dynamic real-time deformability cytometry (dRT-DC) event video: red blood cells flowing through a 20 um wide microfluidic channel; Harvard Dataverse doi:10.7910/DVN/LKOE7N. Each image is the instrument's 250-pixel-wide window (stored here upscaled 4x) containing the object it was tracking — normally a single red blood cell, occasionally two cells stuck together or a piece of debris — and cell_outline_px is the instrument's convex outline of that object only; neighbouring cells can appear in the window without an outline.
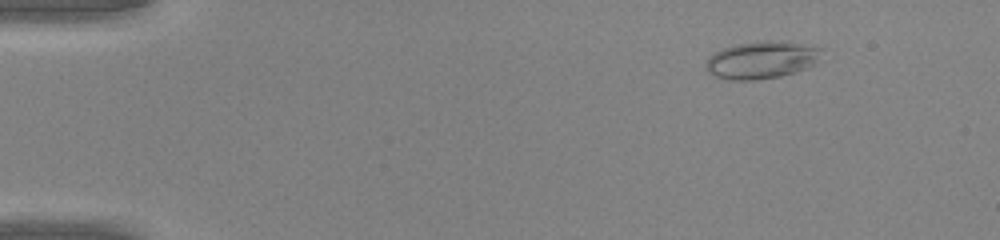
{"species": "common noctule bat (a hibernating species)", "species_latin": "Nyctalus noctula", "temperature_condition": "warm", "stored_images_in_passage": 41, "camera_frame_rate_fps": 3000, "um_per_image_px": 0.085, "animal": {"sex": "male", "body_mass_g": 20.0, "forearm_length_mm": 53.3}, "frame": {"image": 1, "passage_image": 1, "time_ms": 0.0, "image_size_px": [1000, 240], "cell_outline_px": [[824, 48], [820, 64], [780, 76], [752, 80], [728, 80], [712, 76], [708, 72], [704, 64], [708, 56], [724, 48], [736, 44], [764, 40], [800, 44]], "centroid_in_image_um": [64.76, 5.11], "position_along_channel_um": 20.2, "area_um2": 25.49}}
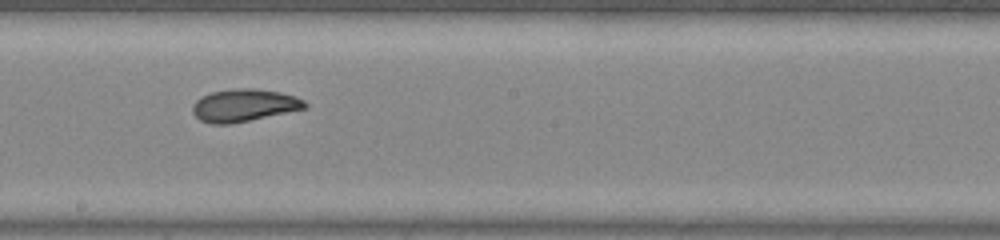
{"frame": {"image": 2, "passage_image": 22, "time_ms": 7.0, "image_size_px": [1000, 240], "cell_outline_px": [[308, 108], [228, 124], [212, 124], [200, 120], [192, 112], [192, 104], [200, 96], [212, 92], [240, 88], [252, 88], [280, 92], [296, 96], [304, 100], [308, 104]], "centroid_in_image_um": [20.74, 8.95], "position_along_channel_um": 227.5, "area_um2": 21.21}}
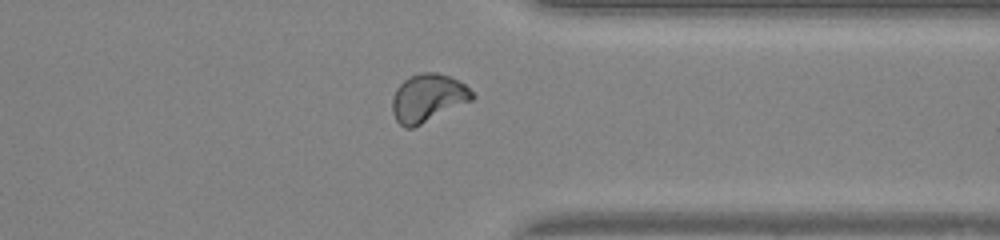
{"frame": {"image": 3, "passage_image": 32, "time_ms": 10.333, "image_size_px": [1000, 240], "cell_outline_px": [[476, 96], [472, 100], [412, 128], [404, 128], [396, 120], [392, 112], [392, 96], [396, 88], [408, 76], [420, 72], [436, 72], [448, 76], [464, 84]], "centroid_in_image_um": [36.33, 8.32], "position_along_channel_um": 375.1, "area_um2": 22.2}}